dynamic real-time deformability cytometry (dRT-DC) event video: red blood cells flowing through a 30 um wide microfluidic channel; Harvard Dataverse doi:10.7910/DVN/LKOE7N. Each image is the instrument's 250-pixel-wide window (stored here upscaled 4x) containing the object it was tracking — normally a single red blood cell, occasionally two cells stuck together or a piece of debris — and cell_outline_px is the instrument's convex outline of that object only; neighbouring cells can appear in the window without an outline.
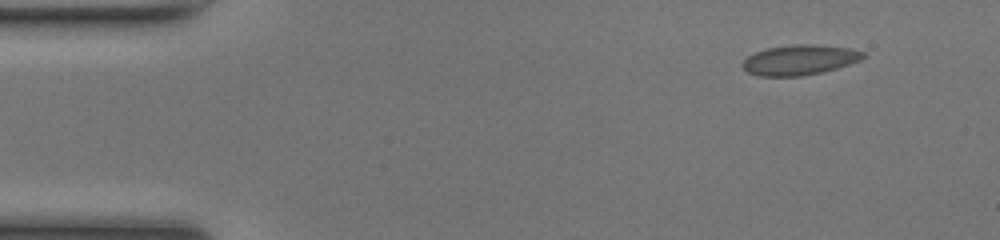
{"species": "common noctule bat (a hibernating species)", "species_latin": "Nyctalus noctula", "temperature_condition": "room temperature", "stored_images_in_passage": 45, "camera_frame_rate_fps": 3000, "um_per_image_px": 0.085, "animal": {"sex": "female", "body_mass_g": 17.0, "forearm_length_mm": 48.0}, "frame": {"image": 1, "passage_image": 1, "time_ms": 0.0, "image_size_px": [1000, 240], "cell_outline_px": [[868, 56], [860, 60], [836, 68], [820, 72], [800, 76], [760, 76], [748, 72], [744, 68], [744, 60], [748, 56], [756, 52], [768, 48], [796, 44], [812, 44], [852, 48], [864, 52]], "centroid_in_image_um": [68.01, 5.08], "position_along_channel_um": 17.0, "area_um2": 20.92}}
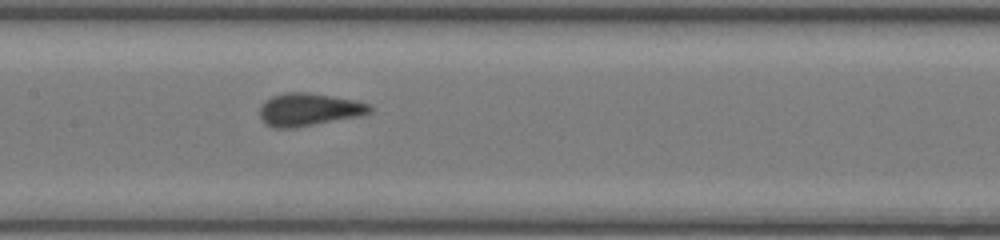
{"frame": {"image": 2, "passage_image": 20, "time_ms": 6.333, "image_size_px": [1000, 240], "cell_outline_px": [[372, 112], [360, 116], [292, 128], [276, 128], [268, 124], [260, 116], [260, 108], [272, 96], [284, 92], [304, 92], [332, 96], [356, 100], [368, 104], [372, 108]], "centroid_in_image_um": [26.29, 9.3], "position_along_channel_um": 181.1, "area_um2": 20.63}}
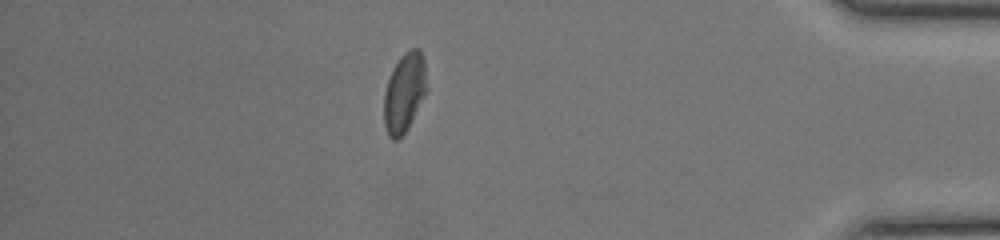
{"frame": {"image": 3, "passage_image": 39, "time_ms": 12.667, "image_size_px": [1000, 240], "cell_outline_px": [[428, 88], [408, 128], [396, 140], [392, 140], [388, 136], [384, 124], [384, 92], [392, 68], [400, 56], [404, 52], [412, 48], [420, 48], [424, 56]], "centroid_in_image_um": [34.38, 7.82], "position_along_channel_um": 400.8, "area_um2": 20.0}, "authors_computed_cell_mechanics": {"area_um2": 20.2878, "velocity_mm_per_s": 4.1711, "shape_relaxation_time_tau1_ms": 8.2445, "shape_relaxation_time_tau2_ms": null, "deformation_change_tau1": 0.1606, "deformation_change_tau2": null}}